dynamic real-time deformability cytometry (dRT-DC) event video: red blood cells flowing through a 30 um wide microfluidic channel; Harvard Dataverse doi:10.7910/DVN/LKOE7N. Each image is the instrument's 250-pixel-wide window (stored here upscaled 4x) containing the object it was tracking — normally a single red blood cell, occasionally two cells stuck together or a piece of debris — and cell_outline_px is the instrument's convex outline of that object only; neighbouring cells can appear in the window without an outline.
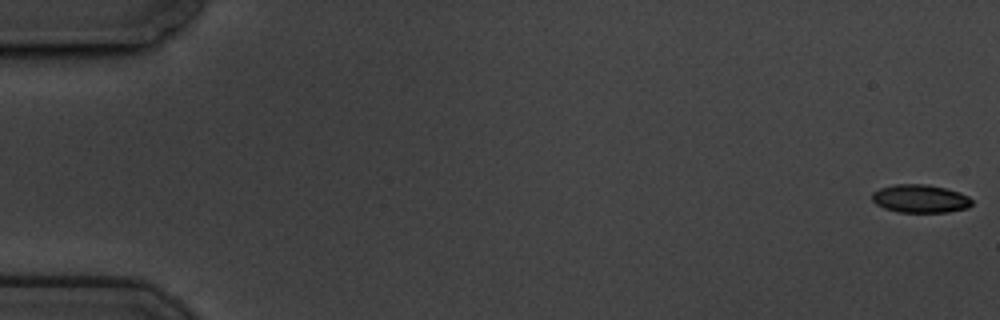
{"species": "common noctule bat (a hibernating species)", "species_latin": "Nyctalus noctula", "temperature_condition": "cold", "stored_images_in_passage": 9, "camera_frame_rate_fps": 3000, "um_per_image_px": 0.085, "animal": {"sex": "male", "body_mass_g": 19.5, "forearm_length_mm": 54.6}, "frame": {"image": 1, "passage_image": 1, "time_ms": 0.0, "image_size_px": [1000, 320], "cell_outline_px": [[972, 204], [968, 208], [948, 212], [896, 212], [884, 208], [876, 204], [872, 200], [872, 192], [880, 188], [896, 184], [928, 184], [960, 192], [968, 196], [972, 200]], "centroid_in_image_um": [78.22, 16.89], "position_along_channel_um": 6.8, "area_um2": 16.47}}